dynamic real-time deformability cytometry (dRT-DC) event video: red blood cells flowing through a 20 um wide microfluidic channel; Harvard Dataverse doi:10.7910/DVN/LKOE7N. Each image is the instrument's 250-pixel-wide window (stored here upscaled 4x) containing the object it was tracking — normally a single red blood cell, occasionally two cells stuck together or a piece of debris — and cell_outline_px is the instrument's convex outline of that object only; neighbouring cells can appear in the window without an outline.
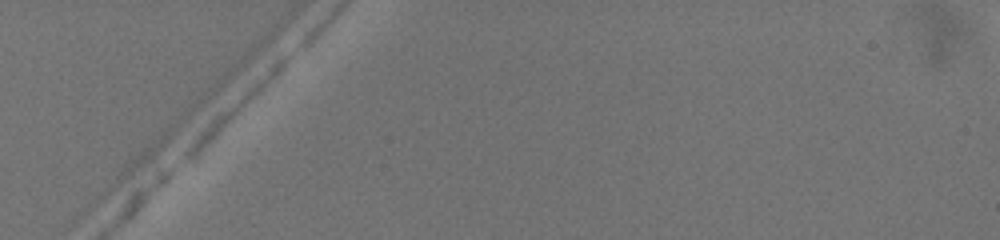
{"species": "common noctule bat (a hibernating species)", "species_latin": "Nyctalus noctula", "temperature_condition": "warm", "stored_images_in_passage": 1, "camera_frame_rate_fps": 3000, "um_per_image_px": 0.085, "animal": {"sex": "female", "body_mass_g": 19.5, "forearm_length_mm": 54.1}, "frame": {"image": 1, "passage_image": 1, "time_ms": 0.0, "image_size_px": [1000, 240], "cell_outline_px": [[292, 56], [232, 116], [188, 156], [180, 160], [180, 156], [196, 136], [224, 108], [280, 56], [288, 52], [292, 52]], "centroid_in_image_um": [20.04, 8.88], "position_along_channel_um": 65.0, "area_um2": 10.29}}